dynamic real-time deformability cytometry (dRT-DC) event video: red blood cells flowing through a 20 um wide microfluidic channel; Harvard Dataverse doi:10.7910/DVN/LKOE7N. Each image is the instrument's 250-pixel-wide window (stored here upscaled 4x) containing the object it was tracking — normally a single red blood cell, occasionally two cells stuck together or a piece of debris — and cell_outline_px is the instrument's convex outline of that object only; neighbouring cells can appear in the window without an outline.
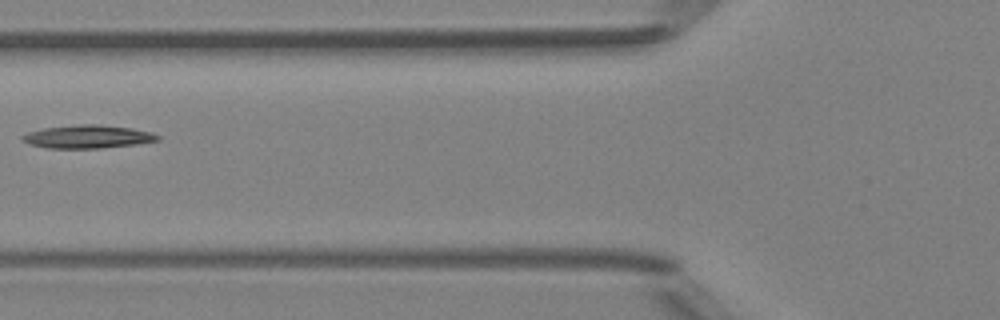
{"species": "Egyptian fruit bat (a non-hibernating species)", "species_latin": "Rousettus aegyptiacus", "temperature_condition": "room temperature", "stored_images_in_passage": 5, "camera_frame_rate_fps": 3000, "um_per_image_px": 0.085, "animal": {"sex": "female"}, "frame": {"image": 1, "passage_image": 4, "time_ms": 3.667, "image_size_px": [1000, 320], "cell_outline_px": [[160, 140], [136, 144], [100, 148], [48, 148], [28, 144], [20, 140], [20, 136], [28, 132], [44, 128], [76, 124], [100, 124], [132, 128], [152, 132], [160, 136]], "centroid_in_image_um": [7.44, 11.61], "position_along_channel_um": 118.4, "area_um2": 18.44}}
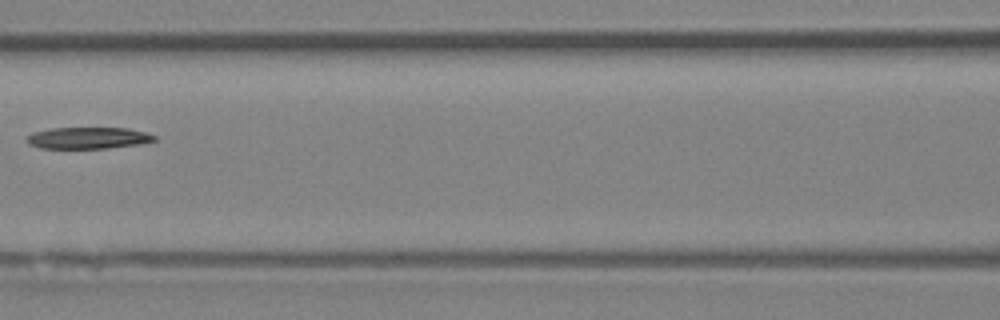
{"frame": {"image": 2, "passage_image": 5, "time_ms": 4.667, "image_size_px": [1000, 320], "cell_outline_px": [[156, 140], [140, 144], [108, 148], [40, 148], [28, 144], [24, 140], [32, 132], [48, 128], [128, 128], [148, 132], [156, 136]], "centroid_in_image_um": [7.48, 11.72], "position_along_channel_um": 159.1, "area_um2": 16.24}}